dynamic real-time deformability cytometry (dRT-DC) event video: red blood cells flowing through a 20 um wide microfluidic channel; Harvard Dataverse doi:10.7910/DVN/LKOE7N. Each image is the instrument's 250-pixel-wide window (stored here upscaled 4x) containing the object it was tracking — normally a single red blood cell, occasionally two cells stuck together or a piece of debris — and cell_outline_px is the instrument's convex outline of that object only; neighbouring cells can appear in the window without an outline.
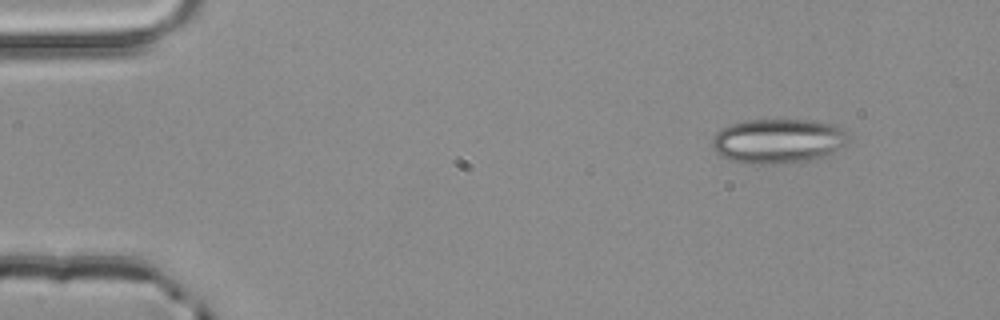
{"species": "common noctule bat (a hibernating species)", "species_latin": "Nyctalus noctula", "temperature_condition": "room temperature", "stored_images_in_passage": 3, "camera_frame_rate_fps": 3000, "um_per_image_px": 0.085, "animal": {"sex": "male", "body_mass_g": 20.4}, "frame": {"image": 1, "passage_image": 1, "time_ms": 0.0, "image_size_px": [1000, 320], "cell_outline_px": [[848, 140], [840, 148], [824, 156], [812, 160], [776, 164], [748, 164], [728, 160], [720, 156], [712, 148], [712, 140], [716, 132], [728, 124], [744, 120], [812, 120], [836, 124], [848, 136]], "centroid_in_image_um": [66.09, 11.99], "position_along_channel_um": 18.9, "area_um2": 35.72}}